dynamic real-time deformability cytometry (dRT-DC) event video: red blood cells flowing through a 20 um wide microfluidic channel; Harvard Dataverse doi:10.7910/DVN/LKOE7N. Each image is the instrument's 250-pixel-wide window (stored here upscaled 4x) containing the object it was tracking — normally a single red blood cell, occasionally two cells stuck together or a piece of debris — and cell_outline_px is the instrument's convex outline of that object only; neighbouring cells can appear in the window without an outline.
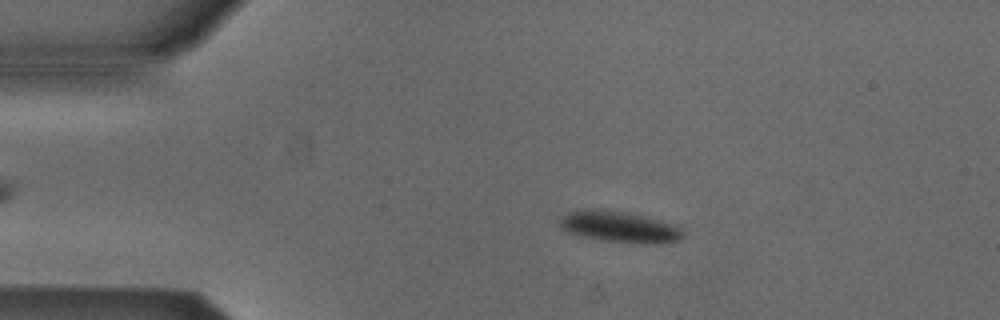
{"species": "Egyptian fruit bat (a non-hibernating species)", "species_latin": "Rousettus aegyptiacus", "temperature_condition": "cold", "stored_images_in_passage": 53, "camera_frame_rate_fps": 3000, "um_per_image_px": 0.085, "animal": {"sex": "male"}, "frame": {"image": 1, "passage_image": 10, "time_ms": 3.0, "image_size_px": [1000, 320], "cell_outline_px": [[684, 236], [680, 240], [652, 244], [644, 244], [600, 240], [580, 236], [568, 232], [560, 224], [560, 220], [568, 212], [576, 208], [600, 208], [640, 216], [676, 224], [684, 232]], "centroid_in_image_um": [52.65, 19.28], "position_along_channel_um": 32.4, "area_um2": 22.37}}
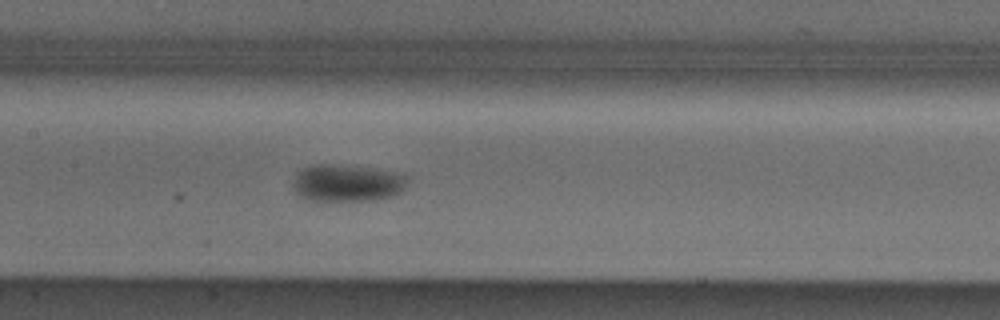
{"frame": {"image": 2, "passage_image": 25, "time_ms": 8.0, "image_size_px": [1000, 320], "cell_outline_px": [[408, 176], [404, 188], [396, 196], [372, 200], [304, 200], [296, 192], [292, 184], [296, 172], [312, 164], [324, 164], [368, 168], [404, 172]], "centroid_in_image_um": [29.52, 15.55], "position_along_channel_um": 177.9, "area_um2": 24.91}}
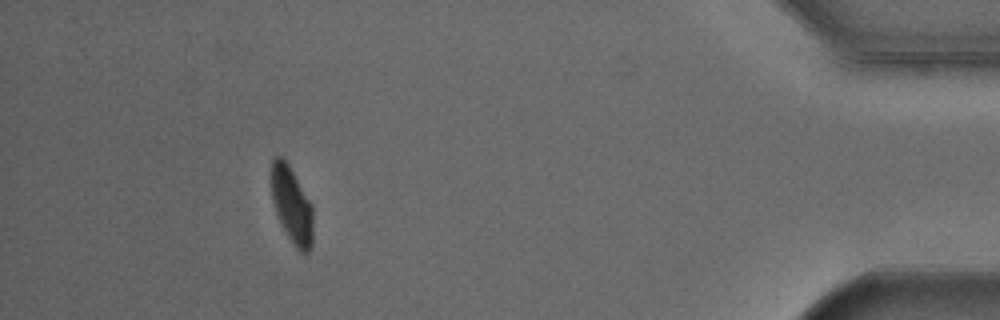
{"frame": {"image": 3, "passage_image": 48, "time_ms": 15.667, "image_size_px": [1000, 320], "cell_outline_px": [[312, 244], [308, 252], [300, 252], [296, 248], [288, 236], [276, 212], [272, 200], [272, 160], [276, 156], [280, 156], [288, 164], [312, 204]], "centroid_in_image_um": [24.81, 17.44], "position_along_channel_um": 410.4, "area_um2": 18.09}, "authors_computed_cell_mechanics": {"area_um2": 21.675, "velocity_mm_per_s": 3.8374, "shape_relaxation_time_tau1_ms": 1.6047, "shape_relaxation_time_tau2_ms": null, "deformation_change_tau1": 0.0724, "deformation_change_tau2": null}}